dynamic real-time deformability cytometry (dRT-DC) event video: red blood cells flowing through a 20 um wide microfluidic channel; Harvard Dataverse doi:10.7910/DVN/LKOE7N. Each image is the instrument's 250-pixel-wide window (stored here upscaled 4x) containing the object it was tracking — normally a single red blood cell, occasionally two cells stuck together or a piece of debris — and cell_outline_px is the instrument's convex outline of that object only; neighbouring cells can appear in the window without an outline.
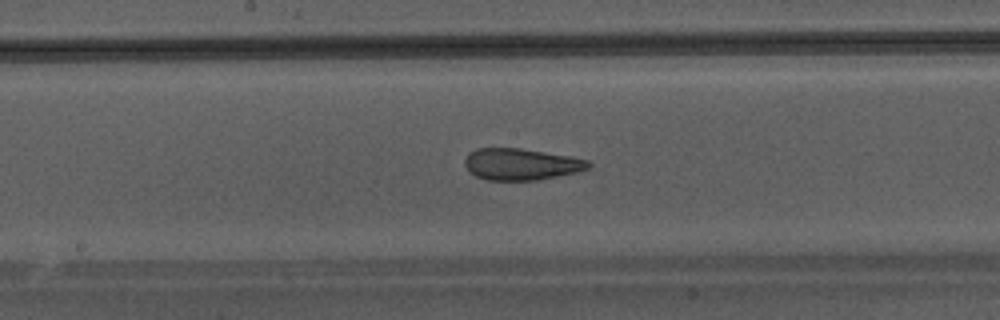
{"species": "Egyptian fruit bat (a non-hibernating species)", "species_latin": "Rousettus aegyptiacus", "temperature_condition": "warm", "stored_images_in_passage": 46, "camera_frame_rate_fps": 3000, "um_per_image_px": 0.085, "animal": {"sex": "male"}, "frame": {"image": 1, "passage_image": 26, "time_ms": 8.333, "image_size_px": [1000, 320], "cell_outline_px": [[592, 164], [588, 168], [576, 172], [540, 180], [488, 180], [476, 176], [464, 164], [464, 160], [476, 148], [520, 148], [572, 156], [588, 160]], "centroid_in_image_um": [44.34, 13.96], "position_along_channel_um": 203.9, "area_um2": 22.66}}